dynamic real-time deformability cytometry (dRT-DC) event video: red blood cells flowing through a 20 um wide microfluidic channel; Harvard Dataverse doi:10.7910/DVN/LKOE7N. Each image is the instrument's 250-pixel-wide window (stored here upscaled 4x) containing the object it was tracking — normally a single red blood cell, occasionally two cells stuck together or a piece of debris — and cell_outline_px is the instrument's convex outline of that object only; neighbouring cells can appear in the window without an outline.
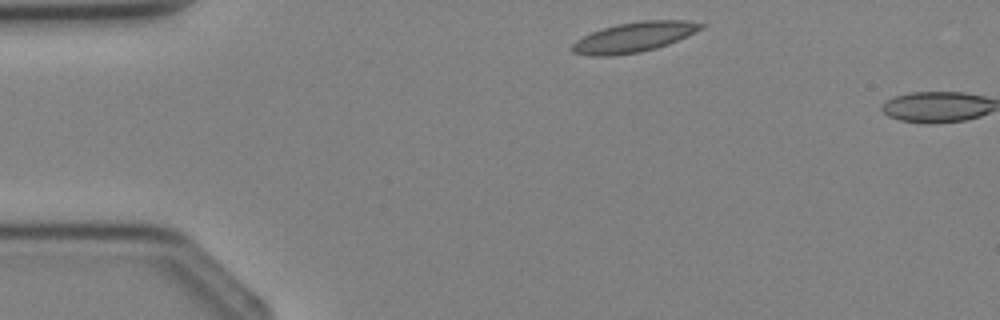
{"species": "Egyptian fruit bat (a non-hibernating species)", "species_latin": "Rousettus aegyptiacus", "temperature_condition": "cold", "stored_images_in_passage": 2, "camera_frame_rate_fps": 3000, "um_per_image_px": 0.085, "animal": {"sex": "female"}, "frame": {"image": 1, "passage_image": 1, "time_ms": 0.0, "image_size_px": [1000, 320], "cell_outline_px": [[708, 24], [704, 28], [668, 44], [656, 48], [640, 52], [612, 56], [588, 56], [572, 52], [572, 44], [576, 40], [592, 32], [616, 24], [640, 20], [684, 20]], "centroid_in_image_um": [53.9, 3.15], "position_along_channel_um": 31.1, "area_um2": 22.54}}